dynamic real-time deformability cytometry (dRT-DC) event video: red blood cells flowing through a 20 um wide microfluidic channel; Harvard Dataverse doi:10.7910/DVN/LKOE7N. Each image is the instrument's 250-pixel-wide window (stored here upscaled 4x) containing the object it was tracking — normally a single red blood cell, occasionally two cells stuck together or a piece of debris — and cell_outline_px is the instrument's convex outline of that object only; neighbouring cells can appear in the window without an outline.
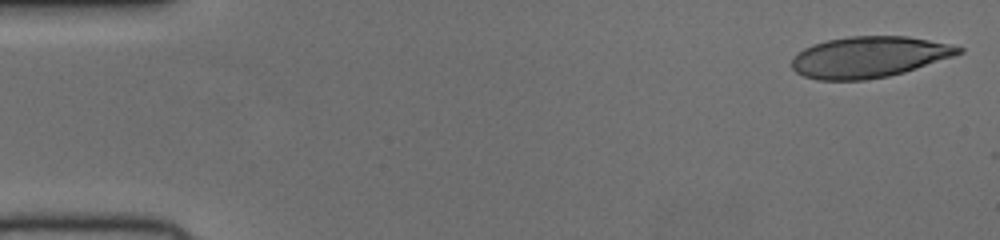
{"species": "human", "species_latin": "Homo sapiens", "temperature_condition": "cold", "stored_images_in_passage": 51, "segment_of_instrument_passage": [1, 2], "camera_frame_rate_fps": 3000, "um_per_image_px": 0.085, "donor": {"sex": "female"}, "frame": {"image": 1, "passage_image": 1, "time_ms": 0.0, "image_size_px": [1000, 240], "cell_outline_px": [[964, 48], [960, 52], [952, 56], [904, 72], [888, 76], [864, 80], [820, 80], [804, 76], [796, 72], [792, 68], [792, 60], [804, 48], [812, 44], [828, 40], [848, 36], [908, 36], [928, 40]], "centroid_in_image_um": [73.82, 4.85], "position_along_channel_um": 11.2, "area_um2": 39.36}}
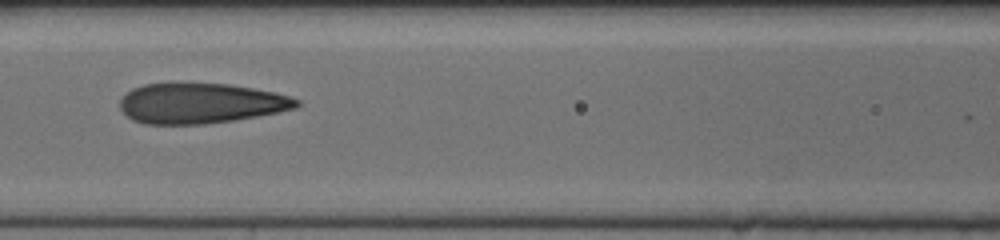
{"frame": {"image": 2, "passage_image": 22, "time_ms": 7.0, "image_size_px": [1000, 240], "cell_outline_px": [[300, 104], [296, 108], [256, 116], [232, 120], [204, 124], [144, 124], [132, 120], [120, 108], [120, 100], [132, 88], [144, 84], [228, 84], [252, 88], [272, 92], [288, 96], [300, 100]], "centroid_in_image_um": [17.03, 8.79], "position_along_channel_um": 149.6, "area_um2": 40.92}}
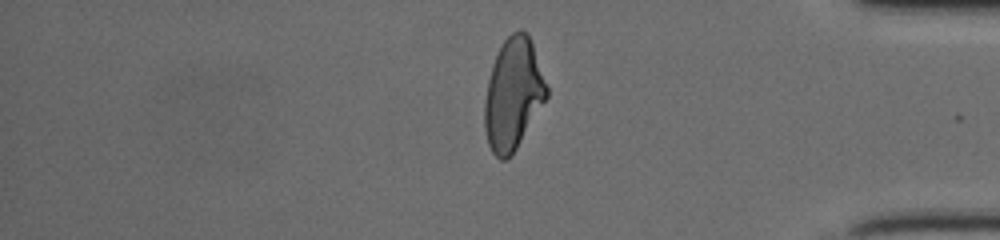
{"frame": {"image": 3, "passage_image": 42, "time_ms": 13.667, "image_size_px": [1000, 240], "cell_outline_px": [[548, 96], [512, 156], [508, 160], [500, 160], [492, 152], [488, 144], [484, 128], [484, 100], [488, 80], [492, 64], [504, 40], [512, 32], [520, 28], [528, 36], [532, 44], [548, 88]], "centroid_in_image_um": [43.6, 8.05], "position_along_channel_um": 391.6, "area_um2": 40.17}}